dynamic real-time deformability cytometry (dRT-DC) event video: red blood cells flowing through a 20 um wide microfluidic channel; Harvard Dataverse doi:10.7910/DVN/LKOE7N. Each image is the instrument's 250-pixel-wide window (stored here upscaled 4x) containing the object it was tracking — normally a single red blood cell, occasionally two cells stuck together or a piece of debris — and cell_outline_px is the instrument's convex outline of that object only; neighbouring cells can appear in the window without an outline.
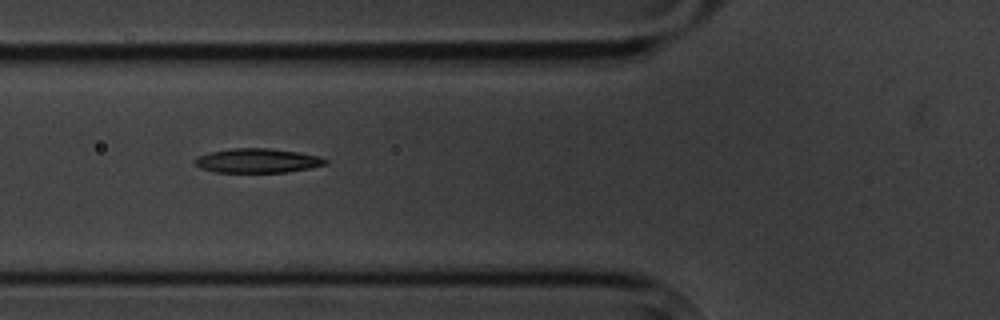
{"species": "common noctule bat (a hibernating species)", "species_latin": "Nyctalus noctula", "temperature_condition": "cold", "stored_images_in_passage": 4, "camera_frame_rate_fps": 3000, "um_per_image_px": 0.085, "animal": {"sex": "male", "body_mass_g": 20.1, "forearm_length_mm": 53.5}, "frame": {"image": 1, "passage_image": 2, "time_ms": 1.0, "image_size_px": [1000, 320], "cell_outline_px": [[328, 164], [308, 168], [284, 172], [216, 172], [200, 168], [192, 160], [196, 156], [208, 152], [232, 148], [268, 148], [296, 152], [320, 156], [328, 160]], "centroid_in_image_um": [21.84, 13.65], "position_along_channel_um": 104.0, "area_um2": 18.5}}
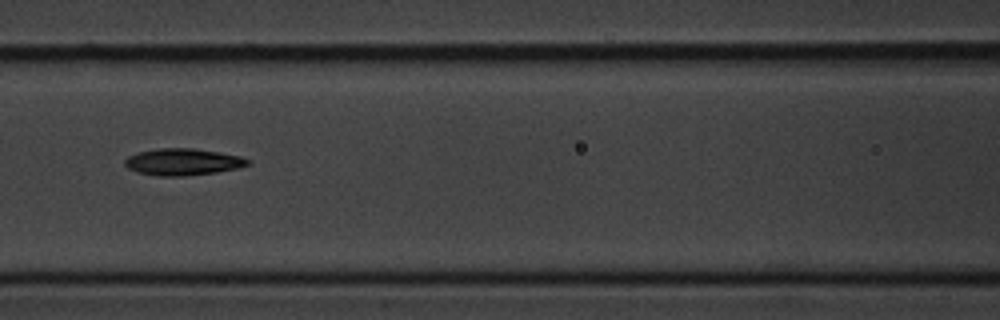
{"frame": {"image": 2, "passage_image": 3, "time_ms": 2.333, "image_size_px": [1000, 320], "cell_outline_px": [[252, 164], [240, 168], [216, 172], [184, 176], [156, 176], [140, 172], [128, 168], [124, 164], [124, 160], [128, 156], [140, 152], [160, 148], [192, 148], [240, 156], [252, 160]], "centroid_in_image_um": [15.59, 13.77], "position_along_channel_um": 151.0, "area_um2": 19.13}}
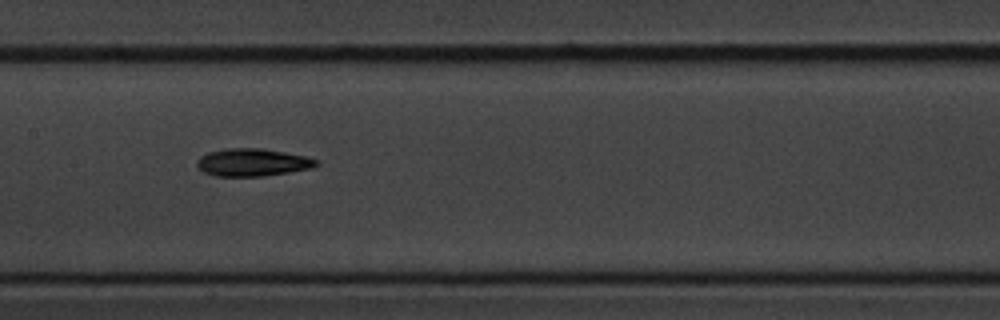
{"frame": {"image": 3, "passage_image": 4, "time_ms": 3.333, "image_size_px": [1000, 320], "cell_outline_px": [[320, 164], [312, 168], [288, 172], [260, 176], [216, 176], [204, 172], [196, 164], [196, 160], [200, 156], [208, 152], [224, 148], [260, 148], [284, 152], [304, 156], [316, 160]], "centroid_in_image_um": [21.43, 13.79], "position_along_channel_um": 186.0, "area_um2": 19.07}}